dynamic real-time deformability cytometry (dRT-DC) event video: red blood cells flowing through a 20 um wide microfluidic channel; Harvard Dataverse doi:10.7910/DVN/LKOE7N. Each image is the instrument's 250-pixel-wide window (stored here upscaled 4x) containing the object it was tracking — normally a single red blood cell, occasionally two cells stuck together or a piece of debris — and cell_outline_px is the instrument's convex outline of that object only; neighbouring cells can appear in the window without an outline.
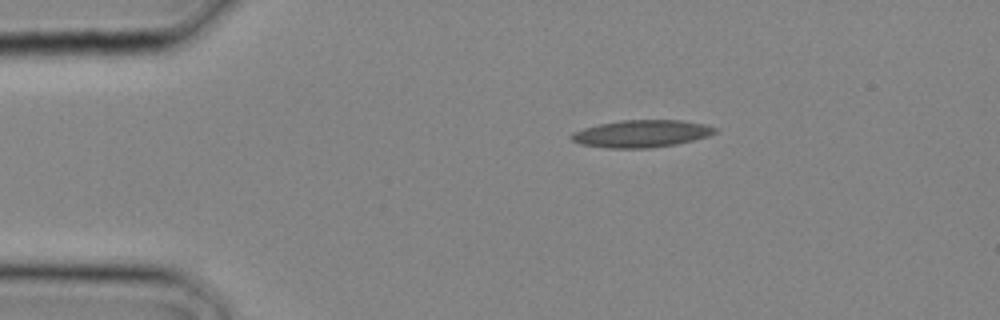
{"species": "common noctule bat (a hibernating species)", "species_latin": "Nyctalus noctula", "temperature_condition": "cold", "stored_images_in_passage": 3, "camera_frame_rate_fps": 3000, "um_per_image_px": 0.085, "animal": {"sex": "male", "body_mass_g": 20.4}, "frame": {"image": 1, "passage_image": 1, "time_ms": 0.0, "image_size_px": [1000, 320], "cell_outline_px": [[716, 132], [708, 136], [676, 144], [648, 148], [608, 148], [580, 144], [572, 140], [568, 136], [572, 132], [584, 128], [600, 124], [620, 120], [680, 120], [704, 124], [716, 128]], "centroid_in_image_um": [54.48, 11.36], "position_along_channel_um": 30.5, "area_um2": 22.72}}